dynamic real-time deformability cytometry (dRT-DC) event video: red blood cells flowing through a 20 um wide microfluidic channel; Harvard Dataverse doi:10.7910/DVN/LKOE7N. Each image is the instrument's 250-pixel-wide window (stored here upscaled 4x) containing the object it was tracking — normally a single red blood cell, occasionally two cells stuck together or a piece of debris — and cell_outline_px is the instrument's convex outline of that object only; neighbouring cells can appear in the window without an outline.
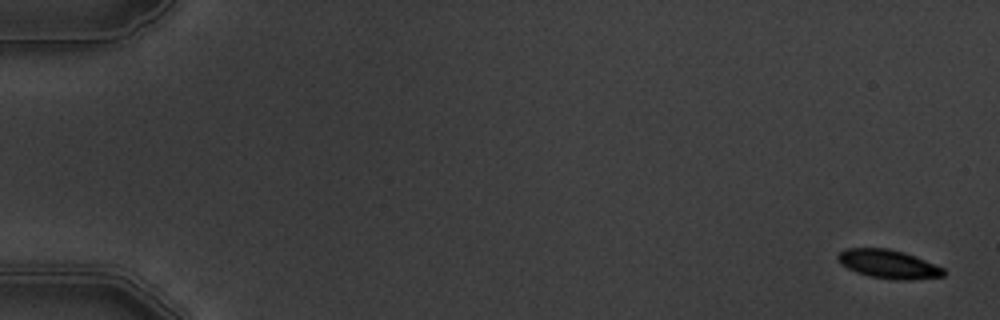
{"species": "common noctule bat (a hibernating species)", "species_latin": "Nyctalus noctula", "temperature_condition": "warm", "stored_images_in_passage": 6, "camera_frame_rate_fps": 3000, "um_per_image_px": 0.085, "animal": {"sex": "male", "body_mass_g": 19.5, "forearm_length_mm": 54.6}, "frame": {"image": 1, "passage_image": 1, "time_ms": 0.0, "image_size_px": [1000, 320], "cell_outline_px": [[944, 276], [912, 280], [892, 280], [868, 276], [856, 272], [840, 264], [836, 256], [844, 248], [888, 248], [904, 252], [916, 256], [944, 268]], "centroid_in_image_um": [75.5, 22.45], "position_along_channel_um": 9.5, "area_um2": 17.86}}
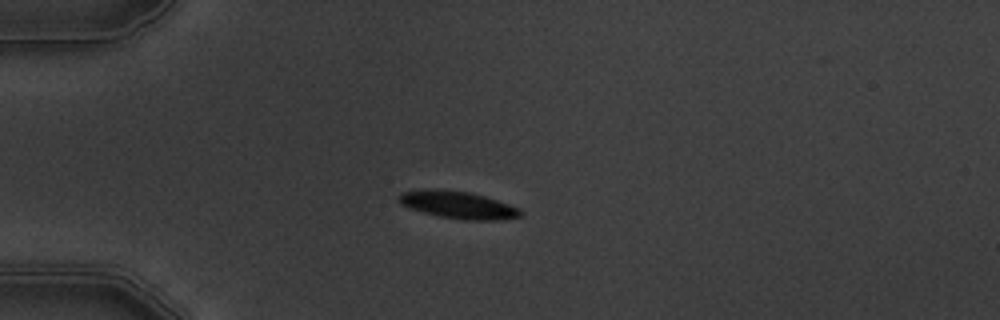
{"frame": {"image": 2, "passage_image": 5, "time_ms": 4.667, "image_size_px": [1000, 320], "cell_outline_px": [[524, 216], [500, 220], [464, 220], [440, 216], [408, 208], [400, 204], [400, 196], [404, 192], [468, 192], [484, 196], [520, 208]], "centroid_in_image_um": [39.08, 17.49], "position_along_channel_um": 45.9, "area_um2": 18.26}}